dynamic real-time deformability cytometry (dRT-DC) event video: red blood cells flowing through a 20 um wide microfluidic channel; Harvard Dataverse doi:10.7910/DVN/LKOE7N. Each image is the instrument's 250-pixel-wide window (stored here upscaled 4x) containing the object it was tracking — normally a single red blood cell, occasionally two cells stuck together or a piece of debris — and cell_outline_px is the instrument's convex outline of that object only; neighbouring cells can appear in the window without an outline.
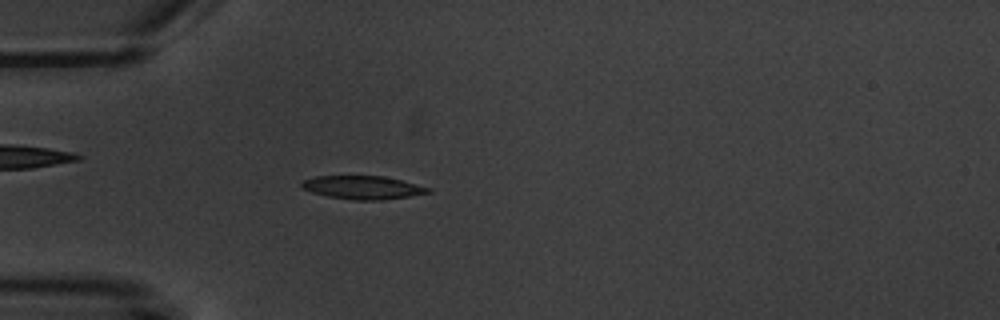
{"species": "common noctule bat (a hibernating species)", "species_latin": "Nyctalus noctula", "temperature_condition": "warm", "stored_images_in_passage": 4, "camera_frame_rate_fps": 3000, "um_per_image_px": 0.085, "animal": {"sex": "male", "body_mass_g": 20.1, "forearm_length_mm": 53.5}, "frame": {"image": 1, "passage_image": 4, "time_ms": 3.667, "image_size_px": [1000, 320], "cell_outline_px": [[432, 192], [408, 196], [380, 200], [352, 200], [328, 196], [312, 192], [304, 188], [300, 184], [304, 180], [316, 176], [384, 176], [432, 188]], "centroid_in_image_um": [30.85, 15.93], "position_along_channel_um": 54.1, "area_um2": 16.99}}